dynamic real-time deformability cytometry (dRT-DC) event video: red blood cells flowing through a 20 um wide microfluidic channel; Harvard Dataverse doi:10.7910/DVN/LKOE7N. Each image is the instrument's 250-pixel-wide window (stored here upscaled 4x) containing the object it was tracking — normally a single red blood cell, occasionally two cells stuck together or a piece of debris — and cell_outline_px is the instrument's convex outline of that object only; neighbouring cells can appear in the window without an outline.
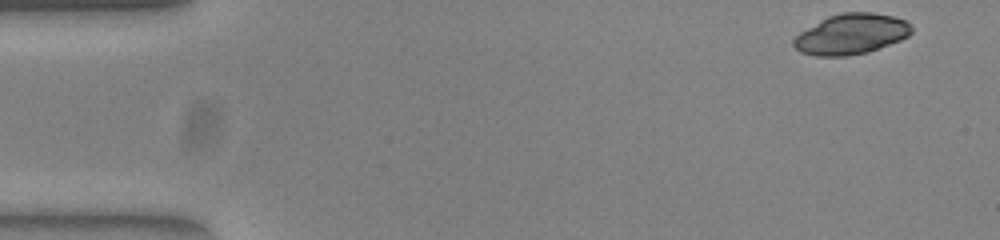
{"species": "common noctule bat (a hibernating species)", "species_latin": "Nyctalus noctula", "temperature_condition": "warm", "stored_images_in_passage": 51, "camera_frame_rate_fps": 3000, "um_per_image_px": 0.085, "animal": {"sex": "female", "body_mass_g": 23.0, "forearm_length_mm": 53.4}, "frame": {"image": 1, "passage_image": 1, "time_ms": 0.0, "image_size_px": [1000, 240], "cell_outline_px": [[912, 32], [908, 36], [900, 40], [868, 52], [844, 56], [816, 56], [800, 52], [792, 44], [792, 40], [800, 32], [820, 20], [828, 16], [844, 12], [872, 12], [892, 16], [904, 20], [912, 24]], "centroid_in_image_um": [72.34, 2.89], "position_along_channel_um": 12.7, "area_um2": 27.74}}